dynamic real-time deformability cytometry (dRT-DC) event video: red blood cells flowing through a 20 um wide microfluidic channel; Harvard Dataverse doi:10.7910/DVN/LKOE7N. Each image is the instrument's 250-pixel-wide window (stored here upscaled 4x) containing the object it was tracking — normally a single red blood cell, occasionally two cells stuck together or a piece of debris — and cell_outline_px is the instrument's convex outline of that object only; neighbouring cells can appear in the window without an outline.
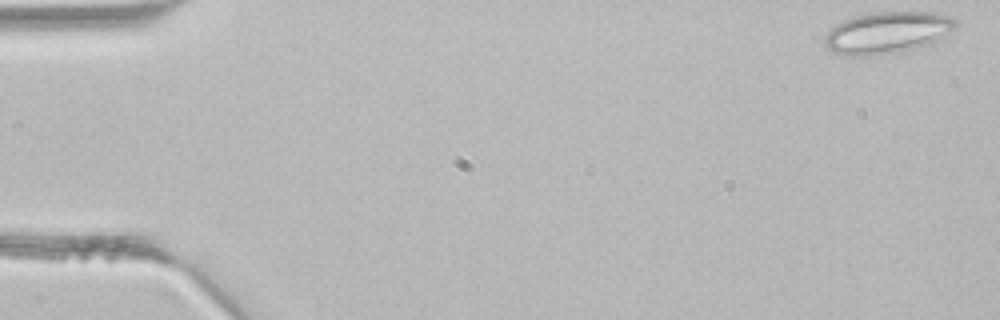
{"species": "common noctule bat (a hibernating species)", "species_latin": "Nyctalus noctula", "temperature_condition": "room temperature", "stored_images_in_passage": 4, "camera_frame_rate_fps": 3000, "um_per_image_px": 0.085, "animal": {"sex": "male", "body_mass_g": 21.5, "forearm_length_mm": 52.0}, "frame": {"image": 1, "passage_image": 1, "time_ms": 0.0, "image_size_px": [1000, 320], "cell_outline_px": [[956, 28], [936, 40], [912, 48], [872, 56], [848, 56], [832, 52], [824, 44], [824, 36], [836, 24], [844, 20], [868, 12], [936, 12], [948, 16], [956, 20]], "centroid_in_image_um": [75.37, 2.76], "position_along_channel_um": 9.6, "area_um2": 31.5}}
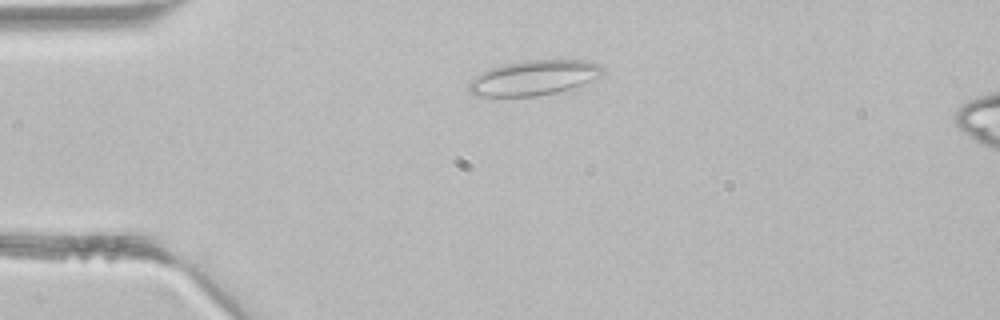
{"frame": {"image": 2, "passage_image": 3, "time_ms": 0.667, "image_size_px": [1000, 320], "cell_outline_px": [[604, 72], [580, 84], [556, 92], [536, 96], [480, 96], [468, 92], [468, 84], [480, 72], [504, 64], [528, 60], [584, 60], [600, 64], [604, 68]], "centroid_in_image_um": [45.32, 6.6], "position_along_channel_um": 39.7, "area_um2": 26.7}}